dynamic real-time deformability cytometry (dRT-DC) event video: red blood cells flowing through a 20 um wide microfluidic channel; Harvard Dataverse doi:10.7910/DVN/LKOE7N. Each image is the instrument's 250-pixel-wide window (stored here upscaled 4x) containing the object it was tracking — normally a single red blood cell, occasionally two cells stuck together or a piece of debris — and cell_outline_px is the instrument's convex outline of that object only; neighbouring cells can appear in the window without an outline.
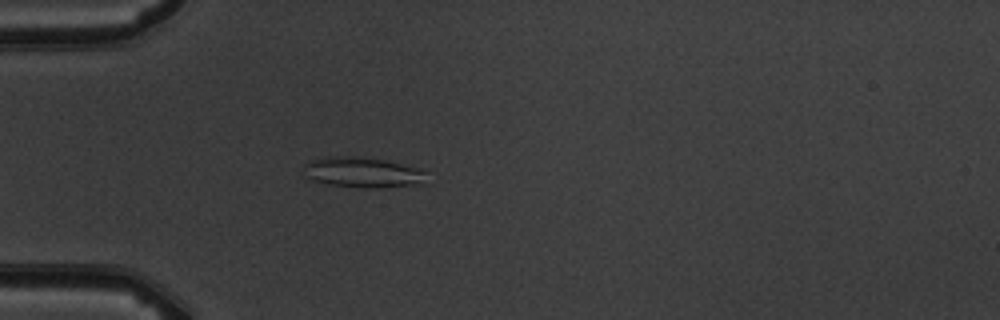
{"species": "common noctule bat (a hibernating species)", "species_latin": "Nyctalus noctula", "temperature_condition": "warm", "stored_images_in_passage": 5, "camera_frame_rate_fps": 3000, "um_per_image_px": 0.085, "animal": {"sex": "male", "body_mass_g": 19.5, "forearm_length_mm": 54.6}, "frame": {"image": 1, "passage_image": 4, "time_ms": 4.0, "image_size_px": [1000, 320], "cell_outline_px": [[428, 184], [388, 188], [376, 188], [328, 184], [312, 180], [304, 176], [304, 164], [312, 160], [324, 156], [364, 156], [384, 160], [416, 168], [424, 172]], "centroid_in_image_um": [30.84, 14.66], "position_along_channel_um": 54.2, "area_um2": 22.02}}